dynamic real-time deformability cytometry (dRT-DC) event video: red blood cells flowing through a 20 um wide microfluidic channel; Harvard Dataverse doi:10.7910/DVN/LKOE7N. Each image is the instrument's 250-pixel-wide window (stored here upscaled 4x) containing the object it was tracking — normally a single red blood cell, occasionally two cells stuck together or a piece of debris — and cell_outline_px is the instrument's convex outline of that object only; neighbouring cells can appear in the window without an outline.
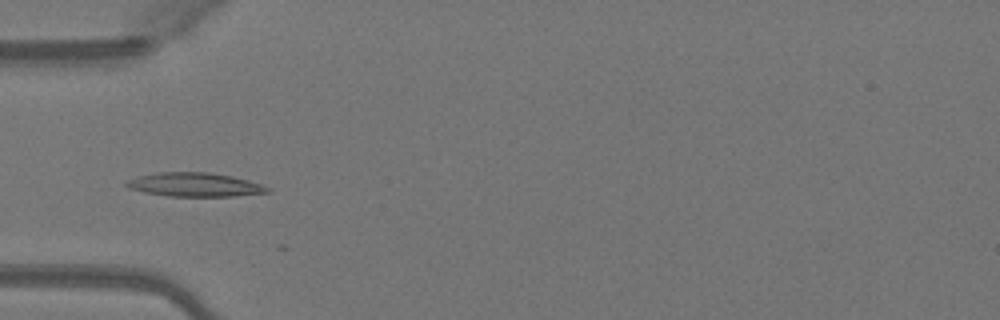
{"species": "Egyptian fruit bat (a non-hibernating species)", "species_latin": "Rousettus aegyptiacus", "temperature_condition": "warm", "stored_images_in_passage": 5, "camera_frame_rate_fps": 3000, "um_per_image_px": 0.085, "animal": {"sex": "female"}, "frame": {"image": 1, "passage_image": 1, "time_ms": 0.0, "image_size_px": [1000, 320], "cell_outline_px": [[272, 192], [232, 196], [168, 196], [144, 192], [128, 188], [124, 184], [128, 180], [140, 176], [160, 172], [208, 172], [232, 176], [264, 184], [272, 188]], "centroid_in_image_um": [16.62, 15.7], "position_along_channel_um": 68.4, "area_um2": 19.65}}
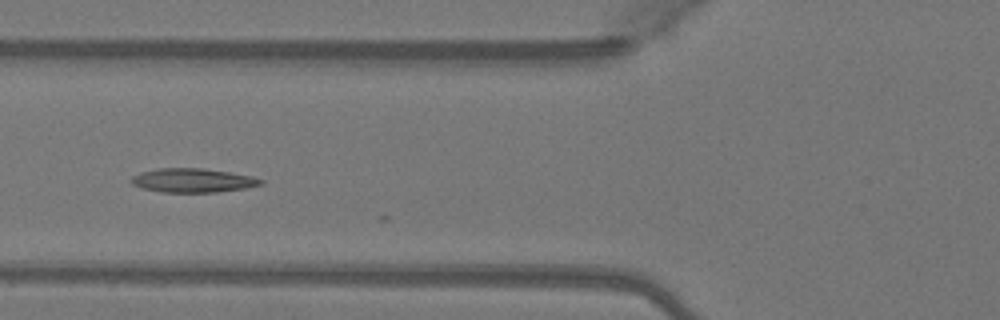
{"frame": {"image": 2, "passage_image": 4, "time_ms": 1.0, "image_size_px": [1000, 320], "cell_outline_px": [[264, 184], [244, 188], [216, 192], [160, 192], [140, 188], [132, 184], [128, 180], [132, 176], [140, 172], [156, 168], [204, 168], [252, 176], [264, 180]], "centroid_in_image_um": [16.33, 15.33], "position_along_channel_um": 109.5, "area_um2": 18.26}}